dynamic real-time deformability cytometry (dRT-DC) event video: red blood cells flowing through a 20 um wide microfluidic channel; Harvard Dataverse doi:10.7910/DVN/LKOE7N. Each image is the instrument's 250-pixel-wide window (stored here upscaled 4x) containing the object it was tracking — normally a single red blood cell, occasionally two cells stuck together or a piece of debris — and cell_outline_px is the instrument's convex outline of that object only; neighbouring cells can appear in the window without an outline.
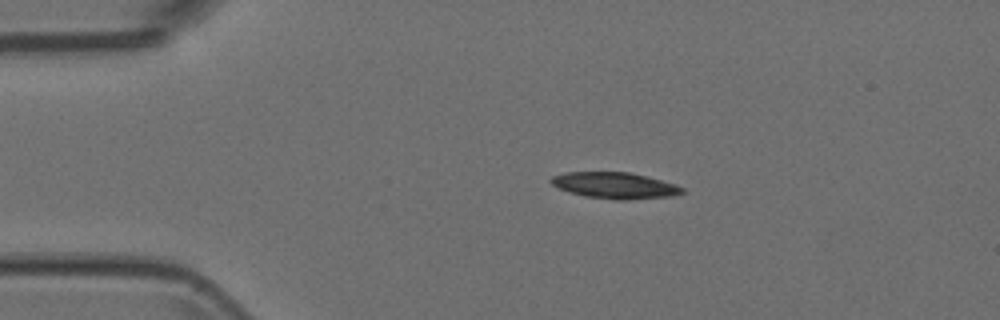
{"species": "Egyptian fruit bat (a non-hibernating species)", "species_latin": "Rousettus aegyptiacus", "temperature_condition": "room temperature", "stored_images_in_passage": 3, "camera_frame_rate_fps": 3000, "um_per_image_px": 0.085, "animal": {"sex": "female"}, "frame": {"image": 1, "passage_image": 1, "time_ms": 0.0, "image_size_px": [1000, 320], "cell_outline_px": [[684, 192], [672, 196], [624, 200], [616, 200], [584, 196], [568, 192], [552, 184], [548, 180], [552, 176], [564, 172], [628, 172], [676, 184], [684, 188]], "centroid_in_image_um": [52.23, 15.76], "position_along_channel_um": 32.8, "area_um2": 20.0}}
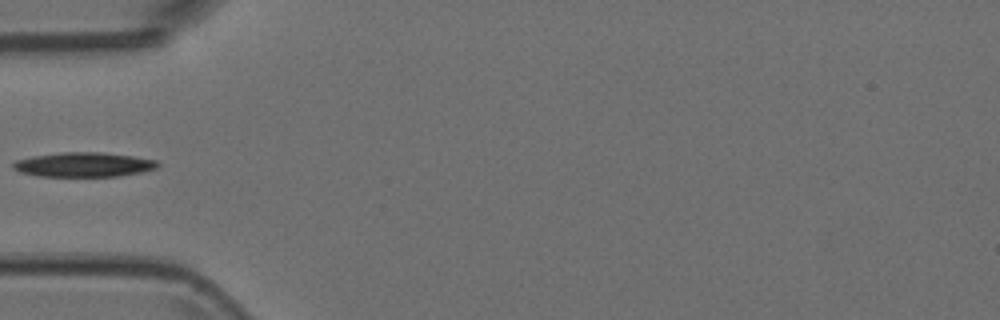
{"frame": {"image": 2, "passage_image": 3, "time_ms": 0.667, "image_size_px": [1000, 320], "cell_outline_px": [[160, 164], [156, 168], [144, 172], [120, 176], [40, 176], [20, 172], [12, 168], [12, 164], [16, 160], [32, 156], [60, 152], [100, 152], [132, 156], [156, 160]], "centroid_in_image_um": [7.12, 13.99], "position_along_channel_um": 77.9, "area_um2": 20.69}}